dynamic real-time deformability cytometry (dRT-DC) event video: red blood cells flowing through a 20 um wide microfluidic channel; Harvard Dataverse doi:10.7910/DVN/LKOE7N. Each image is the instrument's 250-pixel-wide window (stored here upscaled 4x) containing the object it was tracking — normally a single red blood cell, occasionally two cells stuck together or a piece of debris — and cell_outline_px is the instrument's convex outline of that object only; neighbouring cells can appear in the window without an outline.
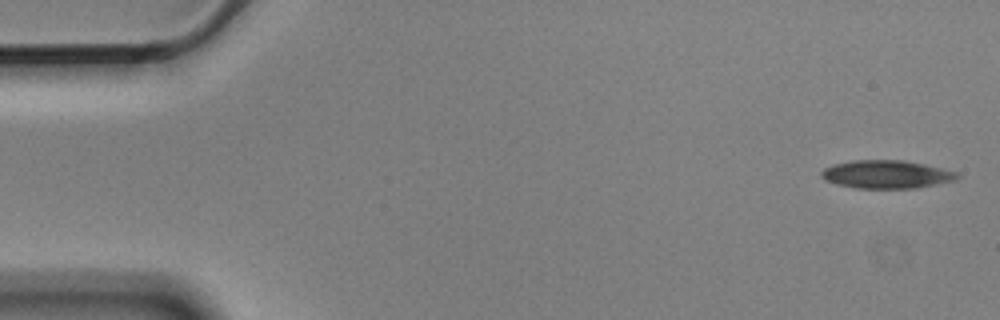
{"species": "Egyptian fruit bat (a non-hibernating species)", "species_latin": "Rousettus aegyptiacus", "temperature_condition": "cold", "stored_images_in_passage": 6, "camera_frame_rate_fps": 3000, "um_per_image_px": 0.085, "animal": {"sex": "male"}, "frame": {"image": 1, "passage_image": 1, "time_ms": 0.0, "image_size_px": [1000, 320], "cell_outline_px": [[960, 176], [956, 180], [916, 188], [856, 188], [836, 184], [824, 180], [820, 176], [820, 172], [824, 168], [832, 164], [852, 160], [904, 160], [924, 164], [956, 172]], "centroid_in_image_um": [75.3, 14.82], "position_along_channel_um": 9.7, "area_um2": 22.31}}
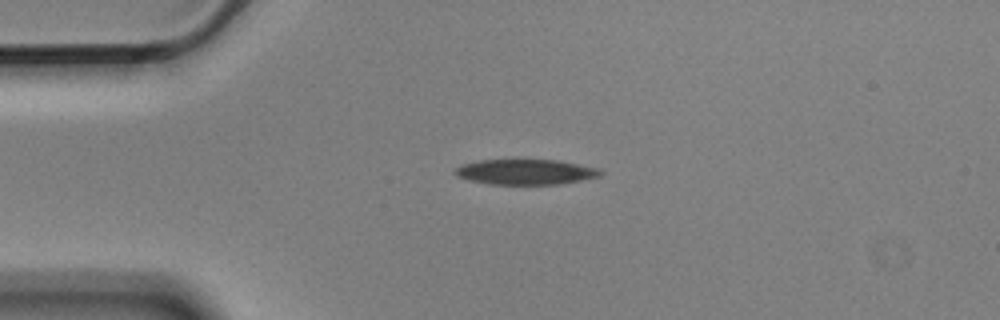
{"frame": {"image": 2, "passage_image": 4, "time_ms": 1.0, "image_size_px": [1000, 320], "cell_outline_px": [[604, 172], [600, 176], [560, 184], [488, 184], [468, 180], [456, 176], [452, 172], [456, 168], [464, 164], [476, 160], [516, 156], [524, 156], [556, 160], [600, 168]], "centroid_in_image_um": [44.62, 14.55], "position_along_channel_um": 40.4, "area_um2": 22.72}}
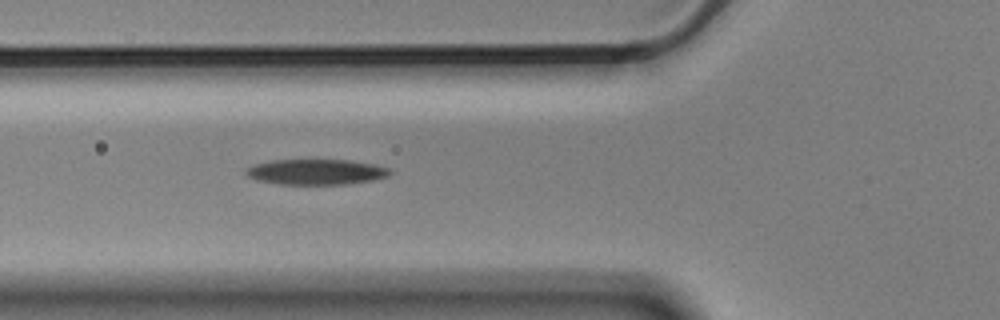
{"frame": {"image": 3, "passage_image": 6, "time_ms": 1.667, "image_size_px": [1000, 320], "cell_outline_px": [[392, 172], [388, 176], [372, 180], [348, 184], [280, 184], [256, 180], [248, 176], [244, 172], [244, 168], [252, 164], [268, 160], [348, 160], [372, 164], [388, 168]], "centroid_in_image_um": [26.79, 14.61], "position_along_channel_um": 99.0, "area_um2": 21.44}}